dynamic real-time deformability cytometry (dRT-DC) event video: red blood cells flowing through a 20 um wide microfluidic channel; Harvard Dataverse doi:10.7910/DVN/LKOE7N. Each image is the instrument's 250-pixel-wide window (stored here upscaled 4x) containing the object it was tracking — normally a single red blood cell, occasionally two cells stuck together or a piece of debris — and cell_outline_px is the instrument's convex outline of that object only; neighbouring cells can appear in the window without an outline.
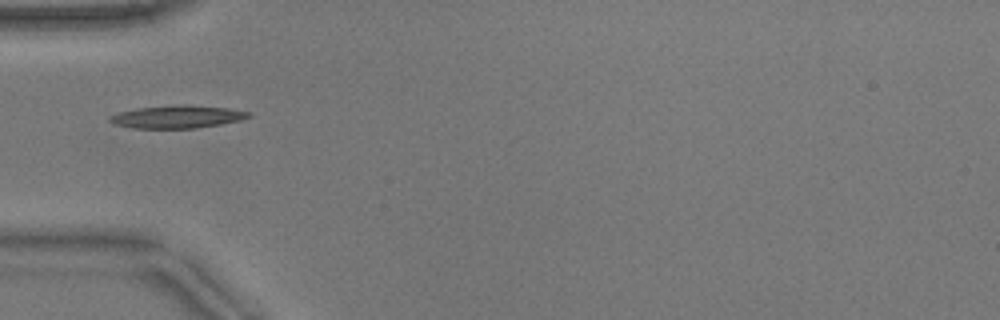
{"species": "common noctule bat (a hibernating species)", "species_latin": "Nyctalus noctula", "temperature_condition": "warm", "stored_images_in_passage": 22, "camera_frame_rate_fps": 3000, "um_per_image_px": 0.085, "animal": {"sex": "male", "body_mass_g": 17.9}, "frame": {"image": 1, "passage_image": 1, "time_ms": 0.0, "image_size_px": [1000, 320], "cell_outline_px": [[252, 116], [240, 120], [220, 124], [192, 128], [132, 128], [116, 124], [108, 120], [108, 116], [120, 112], [136, 108], [184, 104], [228, 108], [252, 112]], "centroid_in_image_um": [15.08, 9.92], "position_along_channel_um": 69.9, "area_um2": 18.32}}